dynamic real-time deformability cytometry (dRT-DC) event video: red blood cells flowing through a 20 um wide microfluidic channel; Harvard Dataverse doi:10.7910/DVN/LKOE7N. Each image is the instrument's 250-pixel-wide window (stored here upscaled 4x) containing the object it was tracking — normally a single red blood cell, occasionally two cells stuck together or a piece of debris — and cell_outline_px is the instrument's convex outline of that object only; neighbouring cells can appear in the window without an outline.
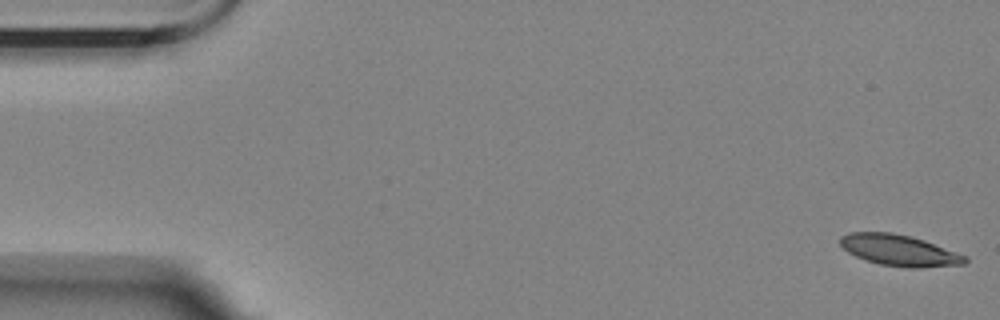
{"species": "Egyptian fruit bat (a non-hibernating species)", "species_latin": "Rousettus aegyptiacus", "temperature_condition": "room temperature", "stored_images_in_passage": 14, "camera_frame_rate_fps": 3000, "um_per_image_px": 0.085, "animal": {"sex": "female"}, "frame": {"image": 1, "passage_image": 1, "time_ms": 0.0, "image_size_px": [1000, 320], "cell_outline_px": [[968, 260], [964, 264], [920, 268], [908, 268], [880, 264], [856, 256], [848, 252], [840, 244], [840, 236], [848, 232], [888, 232], [908, 236], [924, 240], [968, 256]], "centroid_in_image_um": [76.45, 21.28], "position_along_channel_um": 8.5, "area_um2": 22.54}}
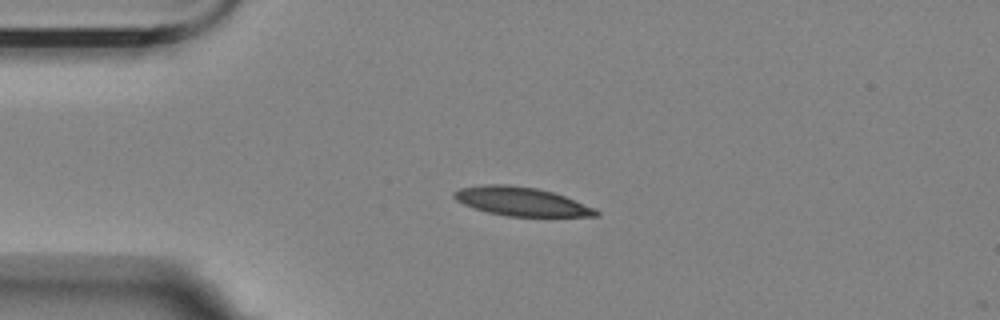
{"frame": {"image": 2, "passage_image": 13, "time_ms": 4.0, "image_size_px": [1000, 320], "cell_outline_px": [[600, 216], [508, 216], [488, 212], [464, 204], [456, 200], [452, 196], [452, 192], [460, 188], [484, 184], [508, 184], [536, 188], [552, 192], [564, 196], [596, 208], [600, 212]], "centroid_in_image_um": [44.31, 17.12], "position_along_channel_um": 40.7, "area_um2": 23.64}}